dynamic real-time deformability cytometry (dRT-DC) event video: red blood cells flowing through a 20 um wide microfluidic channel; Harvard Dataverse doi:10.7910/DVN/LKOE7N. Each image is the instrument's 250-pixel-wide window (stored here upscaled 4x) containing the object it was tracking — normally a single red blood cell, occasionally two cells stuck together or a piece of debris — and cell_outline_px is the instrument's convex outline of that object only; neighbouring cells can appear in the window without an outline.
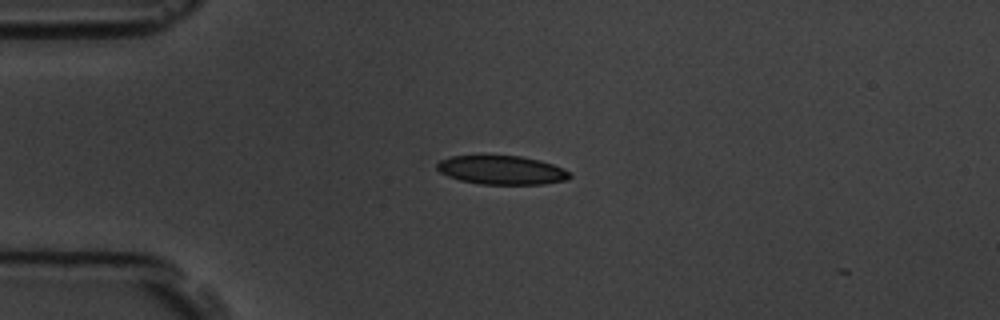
{"species": "common noctule bat (a hibernating species)", "species_latin": "Nyctalus noctula", "temperature_condition": "room temperature", "stored_images_in_passage": 7, "camera_frame_rate_fps": 3000, "um_per_image_px": 0.085, "animal": {"sex": "male", "body_mass_g": 19.5, "forearm_length_mm": 54.6}, "frame": {"image": 1, "passage_image": 4, "time_ms": 1.0, "image_size_px": [1000, 320], "cell_outline_px": [[572, 176], [568, 180], [544, 184], [480, 184], [460, 180], [448, 176], [440, 172], [436, 168], [436, 164], [440, 160], [452, 156], [520, 156], [540, 160], [564, 168]], "centroid_in_image_um": [42.66, 14.46], "position_along_channel_um": 42.3, "area_um2": 22.25}}